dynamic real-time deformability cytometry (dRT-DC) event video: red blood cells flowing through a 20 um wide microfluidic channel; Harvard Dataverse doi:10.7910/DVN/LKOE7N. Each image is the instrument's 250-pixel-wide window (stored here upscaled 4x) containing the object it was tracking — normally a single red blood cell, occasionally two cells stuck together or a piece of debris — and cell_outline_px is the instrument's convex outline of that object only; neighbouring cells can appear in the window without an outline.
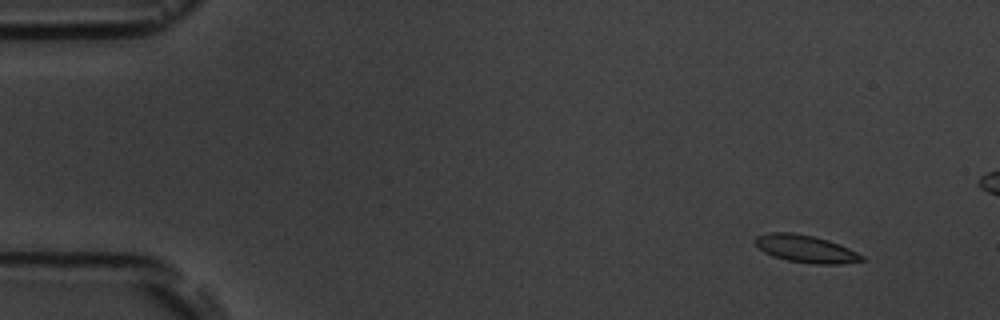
{"species": "common noctule bat (a hibernating species)", "species_latin": "Nyctalus noctula", "temperature_condition": "room temperature", "stored_images_in_passage": 7, "camera_frame_rate_fps": 3000, "um_per_image_px": 0.085, "animal": {"sex": "male", "body_mass_g": 19.5, "forearm_length_mm": 54.6}, "frame": {"image": 1, "passage_image": 1, "time_ms": 0.0, "image_size_px": [1000, 320], "cell_outline_px": [[864, 260], [840, 264], [812, 264], [788, 260], [772, 256], [764, 252], [752, 240], [756, 236], [768, 232], [792, 232], [812, 236], [828, 240], [840, 244], [864, 256]], "centroid_in_image_um": [68.46, 21.14], "position_along_channel_um": 16.5, "area_um2": 17.05}}
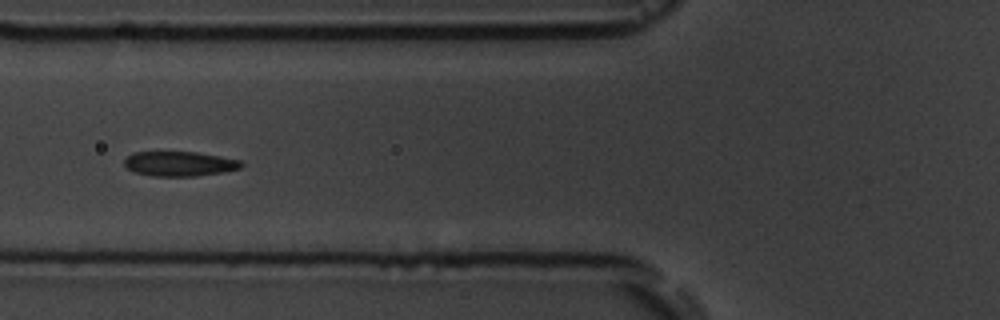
{"frame": {"image": 2, "passage_image": 6, "time_ms": 5.667, "image_size_px": [1000, 320], "cell_outline_px": [[244, 164], [240, 168], [224, 172], [196, 176], [152, 176], [132, 172], [124, 164], [124, 160], [132, 152], [196, 152], [220, 156], [240, 160]], "centroid_in_image_um": [15.25, 13.92], "position_along_channel_um": 110.6, "area_um2": 16.94}}
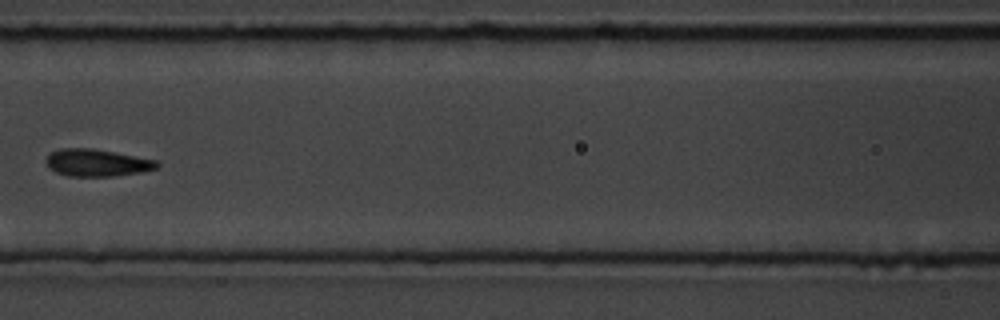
{"frame": {"image": 3, "passage_image": 7, "time_ms": 7.0, "image_size_px": [1000, 320], "cell_outline_px": [[160, 164], [156, 168], [140, 172], [112, 176], [68, 176], [56, 172], [48, 168], [44, 160], [52, 152], [60, 148], [92, 148], [156, 160]], "centroid_in_image_um": [8.19, 13.83], "position_along_channel_um": 158.4, "area_um2": 17.46}}